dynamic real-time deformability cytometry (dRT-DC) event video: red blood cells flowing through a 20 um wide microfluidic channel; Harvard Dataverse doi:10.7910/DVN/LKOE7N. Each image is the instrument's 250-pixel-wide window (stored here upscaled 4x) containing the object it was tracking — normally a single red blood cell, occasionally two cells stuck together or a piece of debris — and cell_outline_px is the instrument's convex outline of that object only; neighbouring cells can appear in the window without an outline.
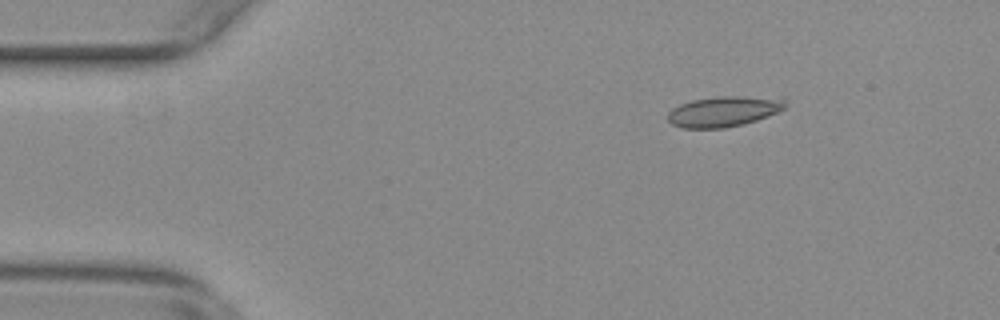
{"species": "common noctule bat (a hibernating species)", "species_latin": "Nyctalus noctula", "temperature_condition": "warm", "stored_images_in_passage": 50, "camera_frame_rate_fps": 3000, "um_per_image_px": 0.085, "animal": {"sex": "female", "body_mass_g": 29.2, "forearm_length_mm": 56.3}, "frame": {"image": 1, "passage_image": 4, "time_ms": 1.0, "image_size_px": [1000, 320], "cell_outline_px": [[784, 108], [768, 116], [744, 124], [724, 128], [684, 128], [672, 124], [668, 120], [668, 112], [672, 108], [680, 104], [692, 100], [720, 96], [784, 96]], "centroid_in_image_um": [61.55, 9.45], "position_along_channel_um": 23.5, "area_um2": 21.04}}
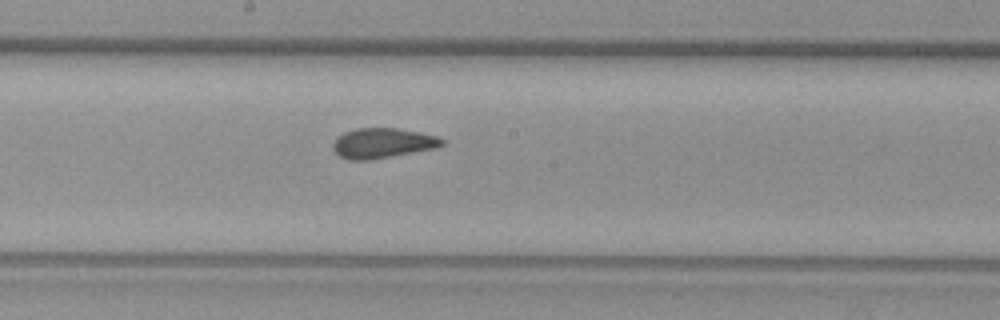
{"frame": {"image": 2, "passage_image": 25, "time_ms": 8.0, "image_size_px": [1000, 320], "cell_outline_px": [[444, 144], [436, 148], [372, 160], [348, 160], [340, 156], [332, 148], [332, 144], [344, 132], [356, 128], [396, 128], [420, 132], [436, 136], [444, 140]], "centroid_in_image_um": [32.52, 12.17], "position_along_channel_um": 215.7, "area_um2": 19.07}}
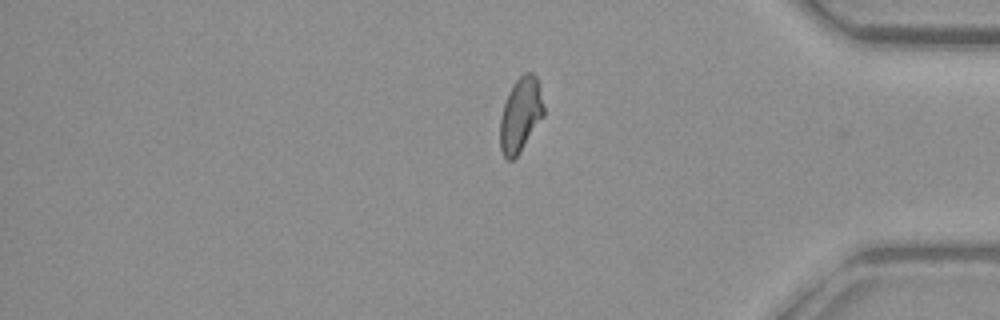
{"frame": {"image": 3, "passage_image": 41, "time_ms": 13.333, "image_size_px": [1000, 320], "cell_outline_px": [[544, 116], [516, 156], [512, 160], [508, 160], [504, 156], [500, 148], [500, 116], [508, 92], [512, 84], [524, 72], [532, 72], [536, 76], [544, 108]], "centroid_in_image_um": [44.23, 9.73], "position_along_channel_um": 391.0, "area_um2": 18.73}, "authors_computed_cell_mechanics": {"area_um2": 19.2474, "velocity_mm_per_s": 3.7754, "shape_relaxation_time_tau1_ms": null, "shape_relaxation_time_tau2_ms": 1.3625, "deformation_change_tau1": null, "deformation_change_tau2": 0.0506}}